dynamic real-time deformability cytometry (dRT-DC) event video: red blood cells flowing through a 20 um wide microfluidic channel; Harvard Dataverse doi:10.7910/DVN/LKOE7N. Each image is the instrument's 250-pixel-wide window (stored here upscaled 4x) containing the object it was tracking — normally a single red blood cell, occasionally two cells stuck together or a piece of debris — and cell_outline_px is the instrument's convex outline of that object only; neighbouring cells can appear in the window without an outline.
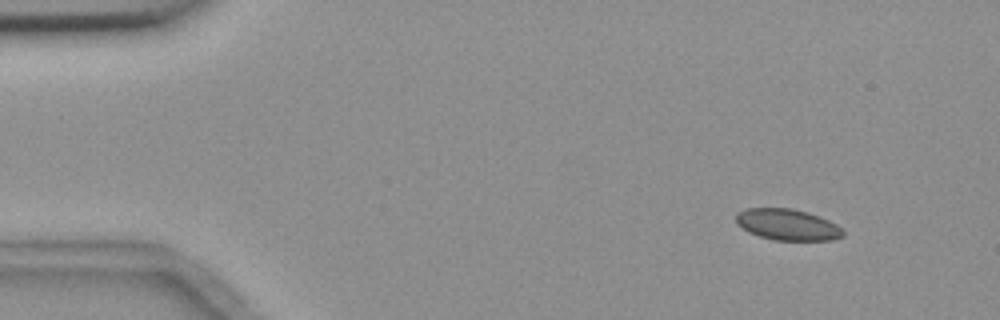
{"species": "common noctule bat (a hibernating species)", "species_latin": "Nyctalus noctula", "temperature_condition": "room temperature", "stored_images_in_passage": 5, "camera_frame_rate_fps": 3000, "um_per_image_px": 0.085, "animal": {"sex": "female", "body_mass_g": 18.4}, "frame": {"image": 1, "passage_image": 2, "time_ms": 1.333, "image_size_px": [1000, 320], "cell_outline_px": [[844, 236], [832, 240], [772, 240], [748, 232], [736, 224], [736, 212], [748, 208], [792, 208], [808, 212], [820, 216], [836, 224], [844, 232]], "centroid_in_image_um": [66.92, 19.09], "position_along_channel_um": 18.1, "area_um2": 19.59}}
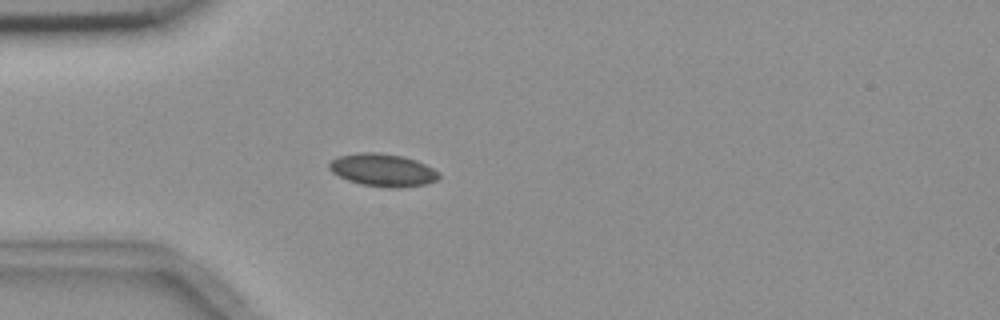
{"frame": {"image": 2, "passage_image": 5, "time_ms": 4.667, "image_size_px": [1000, 320], "cell_outline_px": [[440, 176], [436, 180], [428, 184], [400, 188], [384, 188], [360, 184], [348, 180], [332, 172], [328, 168], [328, 164], [332, 160], [340, 156], [360, 152], [376, 152], [400, 156], [416, 160], [440, 172]], "centroid_in_image_um": [32.55, 14.47], "position_along_channel_um": 52.5, "area_um2": 20.92}}